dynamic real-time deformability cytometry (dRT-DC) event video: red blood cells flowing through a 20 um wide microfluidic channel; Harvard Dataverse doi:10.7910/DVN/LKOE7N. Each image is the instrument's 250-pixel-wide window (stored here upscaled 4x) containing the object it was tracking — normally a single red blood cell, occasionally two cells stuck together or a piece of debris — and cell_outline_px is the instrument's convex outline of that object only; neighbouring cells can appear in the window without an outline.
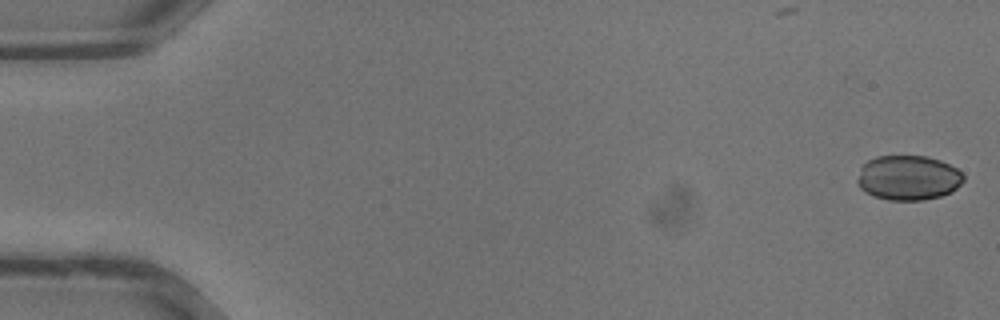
{"species": "common noctule bat (a hibernating species)", "species_latin": "Nyctalus noctula", "temperature_condition": "warm", "stored_images_in_passage": 17, "camera_frame_rate_fps": 3000, "um_per_image_px": 0.085, "animal": {"sex": "male", "body_mass_g": 13.3}, "frame": {"image": 1, "passage_image": 1, "time_ms": 0.0, "image_size_px": [1000, 320], "cell_outline_px": [[964, 180], [952, 192], [940, 196], [924, 200], [888, 200], [872, 196], [864, 192], [860, 188], [856, 180], [860, 168], [868, 160], [876, 156], [928, 156], [940, 160], [956, 168], [964, 176]], "centroid_in_image_um": [77.17, 15.11], "position_along_channel_um": 7.8, "area_um2": 27.92}}
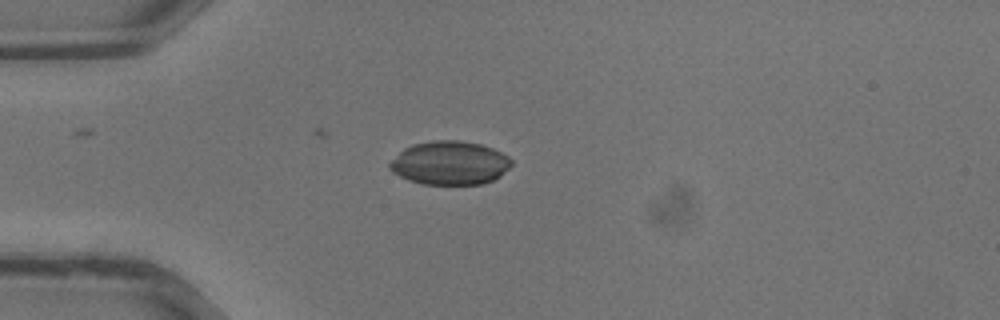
{"frame": {"image": 2, "passage_image": 10, "time_ms": 3.0, "image_size_px": [1000, 320], "cell_outline_px": [[512, 164], [500, 176], [484, 184], [424, 184], [408, 180], [392, 172], [388, 168], [388, 164], [404, 148], [412, 144], [432, 140], [460, 140], [480, 144], [492, 148], [508, 156], [512, 160]], "centroid_in_image_um": [38.22, 13.85], "position_along_channel_um": 46.8, "area_um2": 30.98}}
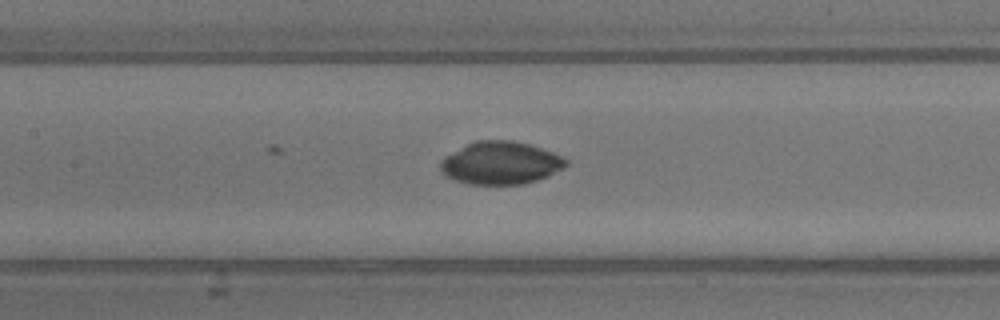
{"frame": {"image": 3, "passage_image": 17, "time_ms": 5.333, "image_size_px": [1000, 320], "cell_outline_px": [[568, 164], [564, 168], [548, 176], [524, 184], [468, 184], [456, 180], [448, 176], [440, 168], [440, 160], [444, 156], [476, 140], [512, 140], [528, 144], [552, 152], [568, 160]], "centroid_in_image_um": [42.56, 13.85], "position_along_channel_um": 164.8, "area_um2": 31.04}}